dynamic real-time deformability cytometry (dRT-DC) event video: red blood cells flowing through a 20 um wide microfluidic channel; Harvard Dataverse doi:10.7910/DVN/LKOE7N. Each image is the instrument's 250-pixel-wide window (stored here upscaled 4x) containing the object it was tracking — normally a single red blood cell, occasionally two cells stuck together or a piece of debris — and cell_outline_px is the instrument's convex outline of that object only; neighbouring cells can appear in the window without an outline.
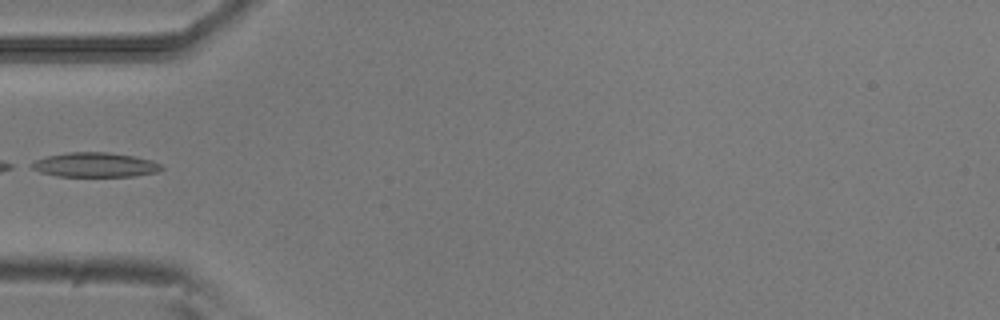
{"species": "common noctule bat (a hibernating species)", "species_latin": "Nyctalus noctula", "temperature_condition": "room temperature", "stored_images_in_passage": 35, "camera_frame_rate_fps": 3000, "um_per_image_px": 0.085, "animal": {"sex": "male", "body_mass_g": 20.5, "forearm_length_mm": 52.5}, "frame": {"image": 1, "passage_image": 1, "time_ms": 0.0, "image_size_px": [1000, 320], "cell_outline_px": [[164, 168], [156, 172], [136, 176], [56, 176], [40, 172], [32, 168], [28, 164], [36, 160], [48, 156], [68, 152], [108, 152], [132, 156], [152, 160], [160, 164]], "centroid_in_image_um": [8.07, 14.01], "position_along_channel_um": 76.9, "area_um2": 18.5}}